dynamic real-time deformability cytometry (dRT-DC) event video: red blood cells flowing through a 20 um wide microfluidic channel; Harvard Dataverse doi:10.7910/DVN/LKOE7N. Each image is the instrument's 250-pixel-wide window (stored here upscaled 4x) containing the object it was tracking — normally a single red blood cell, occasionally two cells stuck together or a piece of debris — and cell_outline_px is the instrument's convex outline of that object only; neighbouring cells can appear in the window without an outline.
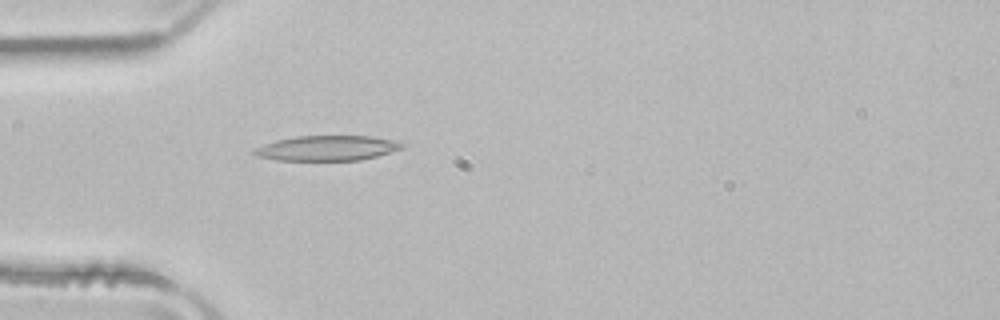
{"species": "common noctule bat (a hibernating species)", "species_latin": "Nyctalus noctula", "temperature_condition": "room temperature", "stored_images_in_passage": 51, "camera_frame_rate_fps": 3000, "um_per_image_px": 0.085, "animal": {"sex": "male", "body_mass_g": 21.5, "forearm_length_mm": 52.0}, "frame": {"image": 1, "passage_image": 15, "time_ms": 4.667, "image_size_px": [1000, 320], "cell_outline_px": [[408, 144], [404, 148], [376, 156], [360, 160], [276, 160], [256, 156], [252, 152], [252, 148], [276, 140], [296, 136], [372, 136], [400, 140]], "centroid_in_image_um": [27.85, 12.58], "position_along_channel_um": 57.1, "area_um2": 21.91}}
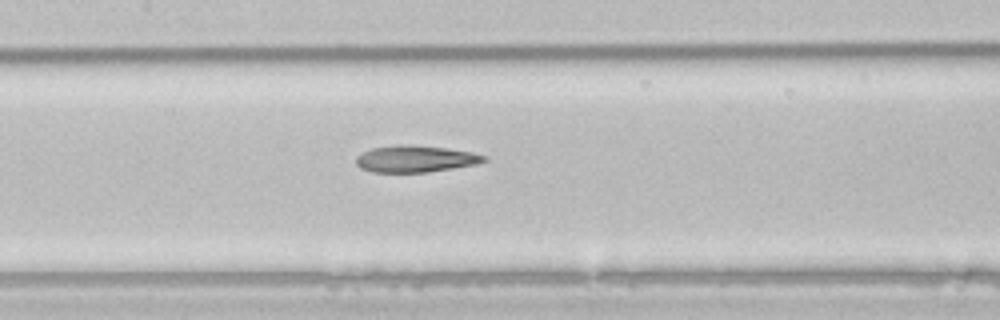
{"frame": {"image": 2, "passage_image": 24, "time_ms": 7.667, "image_size_px": [1000, 320], "cell_outline_px": [[488, 160], [476, 164], [428, 172], [372, 172], [360, 168], [356, 164], [356, 156], [372, 148], [400, 144], [448, 148], [472, 152], [488, 156]], "centroid_in_image_um": [35.32, 13.5], "position_along_channel_um": 172.1, "area_um2": 19.88}}
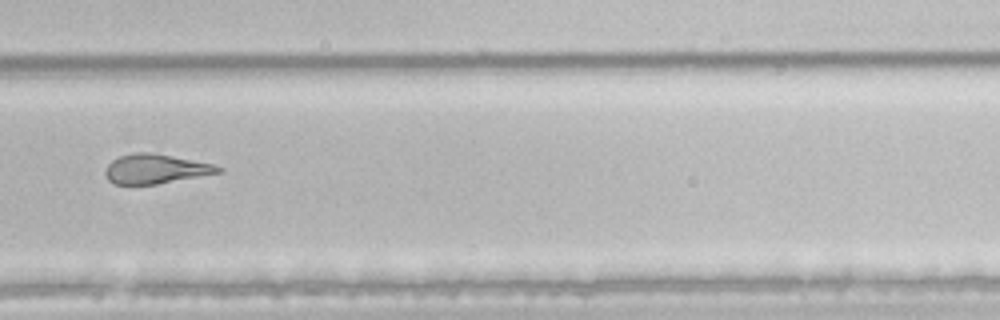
{"frame": {"image": 3, "passage_image": 35, "time_ms": 11.333, "image_size_px": [1000, 320], "cell_outline_px": [[224, 168], [220, 172], [156, 184], [116, 184], [108, 180], [104, 172], [108, 164], [112, 160], [120, 156], [136, 152], [148, 152], [172, 156], [212, 164]], "centroid_in_image_um": [13.18, 14.35], "position_along_channel_um": 316.6, "area_um2": 19.02}, "authors_computed_cell_mechanics": {"area_um2": 22.1952, "velocity_mm_per_s": 3.9555, "shape_relaxation_time_tau1_ms": null, "shape_relaxation_time_tau2_ms": 5.3214, "deformation_change_tau1": null, "deformation_change_tau2": 0.1821}}